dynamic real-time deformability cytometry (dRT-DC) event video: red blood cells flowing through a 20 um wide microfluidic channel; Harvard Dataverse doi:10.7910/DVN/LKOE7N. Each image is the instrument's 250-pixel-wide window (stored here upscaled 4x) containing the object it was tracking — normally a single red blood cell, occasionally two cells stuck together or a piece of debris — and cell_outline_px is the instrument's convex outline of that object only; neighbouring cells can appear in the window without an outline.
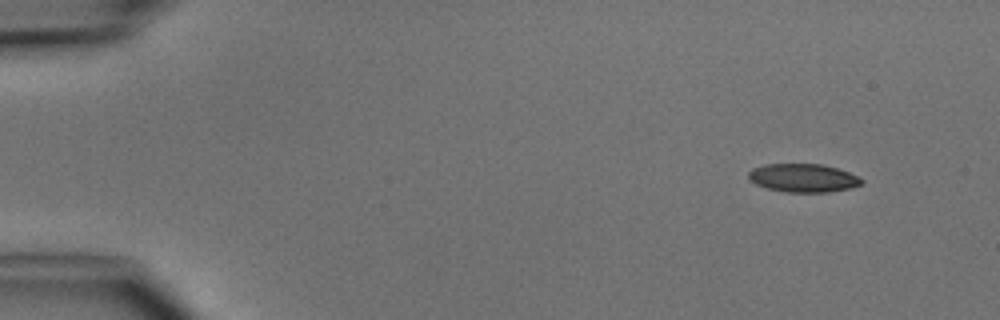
{"species": "common noctule bat (a hibernating species)", "species_latin": "Nyctalus noctula", "temperature_condition": "cold", "stored_images_in_passage": 4, "camera_frame_rate_fps": 3000, "um_per_image_px": 0.085, "animal": {"sex": "male", "body_mass_g": 15.6}, "frame": {"image": 1, "passage_image": 1, "time_ms": 0.0, "image_size_px": [1000, 320], "cell_outline_px": [[864, 180], [860, 184], [852, 188], [828, 192], [784, 192], [768, 188], [756, 184], [748, 180], [748, 172], [752, 168], [764, 164], [820, 164], [836, 168], [848, 172]], "centroid_in_image_um": [68.23, 15.13], "position_along_channel_um": 16.8, "area_um2": 18.67}}
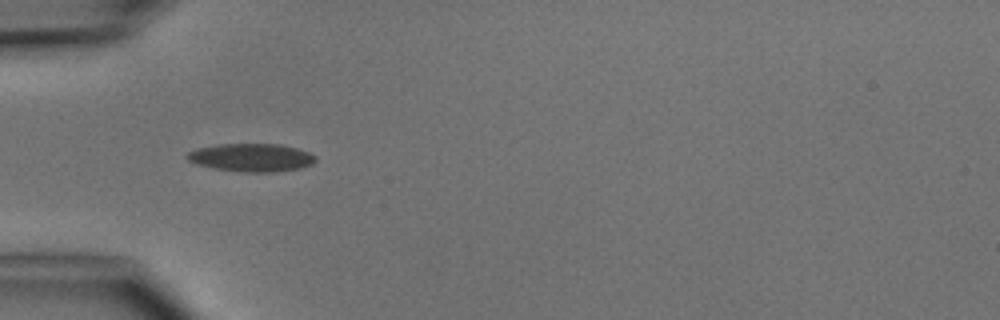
{"frame": {"image": 2, "passage_image": 4, "time_ms": 3.667, "image_size_px": [1000, 320], "cell_outline_px": [[316, 160], [312, 164], [300, 168], [276, 172], [244, 172], [212, 168], [196, 164], [188, 160], [184, 156], [188, 152], [196, 148], [216, 144], [280, 144], [296, 148], [308, 152], [316, 156]], "centroid_in_image_um": [21.34, 13.39], "position_along_channel_um": 63.7, "area_um2": 21.15}}